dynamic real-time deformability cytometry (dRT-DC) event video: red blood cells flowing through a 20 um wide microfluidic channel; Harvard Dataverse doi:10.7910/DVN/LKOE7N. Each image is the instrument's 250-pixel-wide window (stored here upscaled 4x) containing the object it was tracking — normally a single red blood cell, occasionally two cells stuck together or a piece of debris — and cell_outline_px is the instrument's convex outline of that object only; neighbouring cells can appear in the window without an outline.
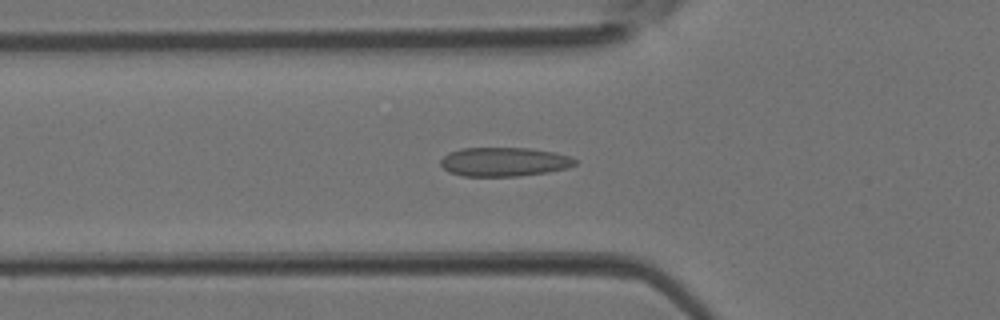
{"species": "Egyptian fruit bat (a non-hibernating species)", "species_latin": "Rousettus aegyptiacus", "temperature_condition": "room temperature", "stored_images_in_passage": 42, "camera_frame_rate_fps": 3000, "um_per_image_px": 0.085, "animal": {"sex": "female"}, "frame": {"image": 1, "passage_image": 14, "time_ms": 4.333, "image_size_px": [1000, 320], "cell_outline_px": [[576, 164], [568, 168], [548, 172], [516, 176], [464, 176], [448, 172], [440, 164], [440, 160], [448, 152], [460, 148], [528, 148], [552, 152], [572, 156], [576, 160]], "centroid_in_image_um": [42.84, 13.75], "position_along_channel_um": 83.0, "area_um2": 22.77}}
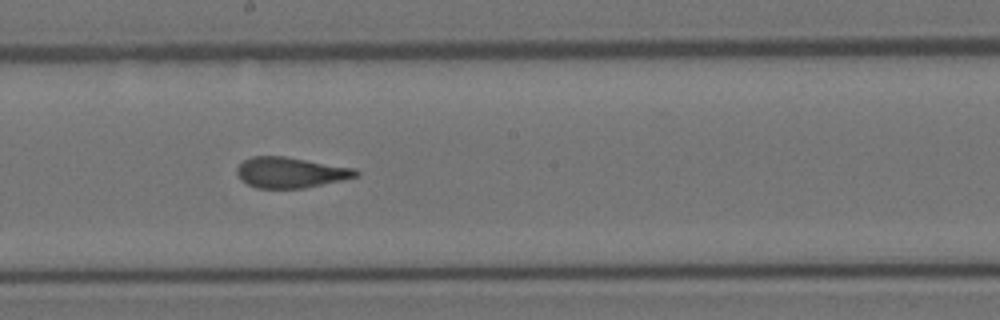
{"frame": {"image": 2, "passage_image": 23, "time_ms": 7.333, "image_size_px": [1000, 320], "cell_outline_px": [[360, 172], [356, 176], [340, 180], [304, 188], [256, 188], [240, 180], [236, 172], [236, 168], [244, 160], [252, 156], [284, 156], [356, 168]], "centroid_in_image_um": [24.66, 14.65], "position_along_channel_um": 223.5, "area_um2": 21.15}}
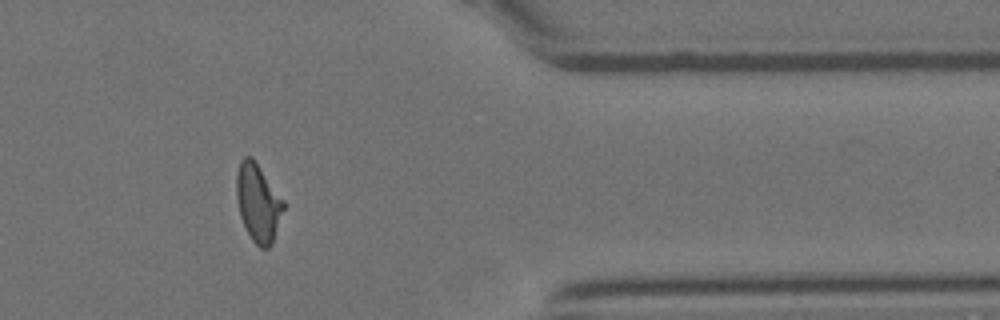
{"frame": {"image": 3, "passage_image": 35, "time_ms": 11.333, "image_size_px": [1000, 320], "cell_outline_px": [[284, 208], [272, 244], [268, 248], [260, 248], [252, 240], [240, 216], [236, 196], [236, 172], [240, 160], [244, 156], [252, 156], [284, 200]], "centroid_in_image_um": [21.93, 17.2], "position_along_channel_um": 389.5, "area_um2": 21.33}}